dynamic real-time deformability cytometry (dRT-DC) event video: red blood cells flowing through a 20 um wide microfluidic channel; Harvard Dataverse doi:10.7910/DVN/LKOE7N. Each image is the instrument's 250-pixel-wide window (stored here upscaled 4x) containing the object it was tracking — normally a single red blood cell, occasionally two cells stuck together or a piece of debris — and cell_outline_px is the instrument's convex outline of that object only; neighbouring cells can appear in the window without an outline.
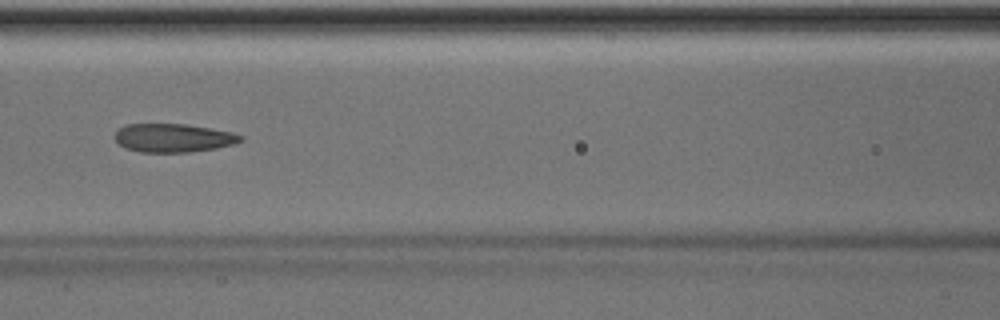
{"species": "Egyptian fruit bat (a non-hibernating species)", "species_latin": "Rousettus aegyptiacus", "temperature_condition": "room temperature", "stored_images_in_passage": 50, "camera_frame_rate_fps": 3000, "um_per_image_px": 0.085, "animal": {"sex": "male"}, "frame": {"image": 1, "passage_image": 22, "time_ms": 7.0, "image_size_px": [1000, 320], "cell_outline_px": [[244, 140], [232, 144], [216, 148], [188, 152], [140, 152], [124, 148], [112, 136], [124, 124], [188, 124], [232, 132], [244, 136]], "centroid_in_image_um": [14.72, 11.72], "position_along_channel_um": 151.9, "area_um2": 20.98}}
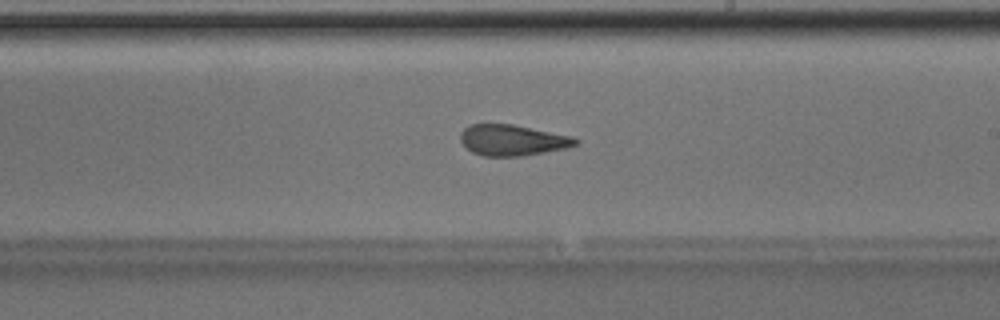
{"frame": {"image": 2, "passage_image": 29, "time_ms": 9.333, "image_size_px": [1000, 320], "cell_outline_px": [[580, 140], [576, 144], [568, 148], [520, 156], [484, 156], [472, 152], [460, 140], [460, 132], [468, 124], [512, 124], [572, 136]], "centroid_in_image_um": [43.55, 11.91], "position_along_channel_um": 245.4, "area_um2": 20.69}, "authors_computed_cell_mechanics": {"area_um2": 21.8773, "velocity_mm_per_s": 4.0227, "shape_relaxation_time_tau1_ms": null, "shape_relaxation_time_tau2_ms": 2.2571, "deformation_change_tau1": null, "deformation_change_tau2": 0.0997}}